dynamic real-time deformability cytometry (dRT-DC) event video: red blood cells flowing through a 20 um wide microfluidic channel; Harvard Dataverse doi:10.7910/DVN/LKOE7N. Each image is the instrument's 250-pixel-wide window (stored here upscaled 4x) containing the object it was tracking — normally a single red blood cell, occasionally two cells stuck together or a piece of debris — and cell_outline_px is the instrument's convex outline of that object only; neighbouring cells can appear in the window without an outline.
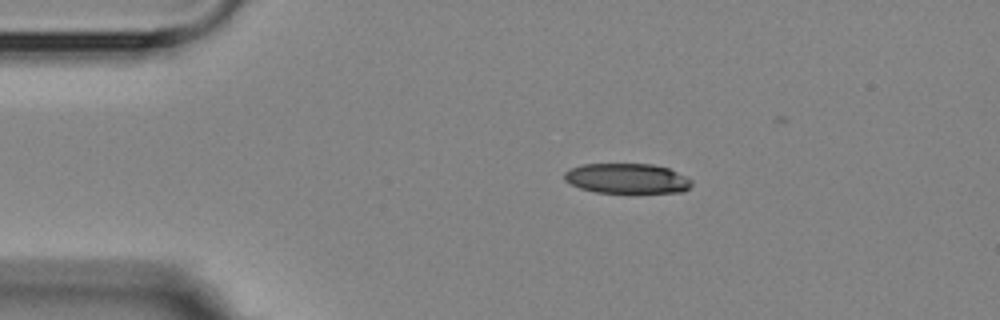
{"species": "Egyptian fruit bat (a non-hibernating species)", "species_latin": "Rousettus aegyptiacus", "temperature_condition": "room temperature", "stored_images_in_passage": 3, "camera_frame_rate_fps": 3000, "um_per_image_px": 0.085, "animal": {"sex": "female"}, "frame": {"image": 1, "passage_image": 3, "time_ms": 5.0, "image_size_px": [1000, 320], "cell_outline_px": [[692, 184], [684, 192], [596, 192], [580, 188], [564, 180], [564, 172], [572, 168], [584, 164], [652, 164], [668, 168], [692, 180]], "centroid_in_image_um": [53.29, 15.16], "position_along_channel_um": 31.7, "area_um2": 22.02}}